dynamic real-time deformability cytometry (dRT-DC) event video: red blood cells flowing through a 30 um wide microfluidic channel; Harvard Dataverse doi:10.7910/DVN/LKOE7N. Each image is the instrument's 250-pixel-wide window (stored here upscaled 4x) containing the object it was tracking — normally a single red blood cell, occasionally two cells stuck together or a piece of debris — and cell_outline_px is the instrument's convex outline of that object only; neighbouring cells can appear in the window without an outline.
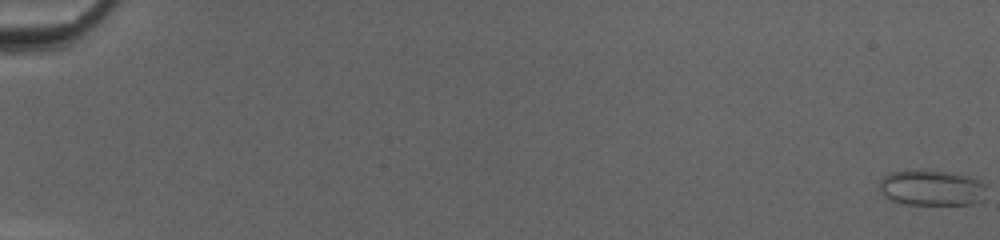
{"species": "common noctule bat (a hibernating species)", "species_latin": "Nyctalus noctula", "temperature_condition": "cold", "stored_images_in_passage": 52, "camera_frame_rate_fps": 3000, "um_per_image_px": 0.085, "animal": {"sex": "female", "body_mass_g": 20.0, "forearm_length_mm": 54.0}, "frame": {"image": 1, "passage_image": 1, "time_ms": 0.0, "image_size_px": [1000, 240], "cell_outline_px": [[984, 200], [976, 204], [900, 204], [884, 196], [880, 192], [880, 180], [888, 172], [924, 168], [948, 172], [968, 176], [984, 184]], "centroid_in_image_um": [79.14, 15.95], "position_along_channel_um": 5.9, "area_um2": 22.6}}
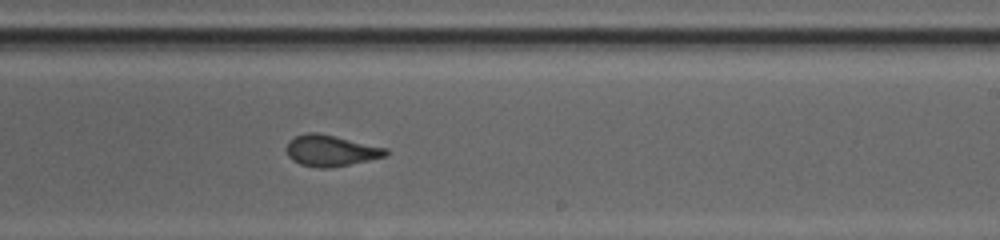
{"frame": {"image": 2, "passage_image": 34, "time_ms": 11.0, "image_size_px": [1000, 240], "cell_outline_px": [[388, 156], [328, 168], [316, 168], [300, 164], [292, 160], [288, 156], [284, 148], [288, 140], [296, 136], [308, 132], [316, 132], [336, 136], [388, 148]], "centroid_in_image_um": [28.08, 12.8], "position_along_channel_um": 260.9, "area_um2": 18.21}}
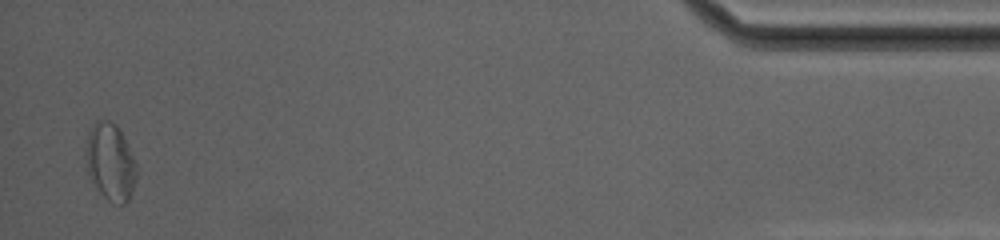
{"frame": {"image": 3, "passage_image": 51, "time_ms": 16.667, "image_size_px": [1000, 240], "cell_outline_px": [[136, 176], [132, 192], [128, 200], [124, 204], [120, 204], [108, 200], [92, 188], [88, 172], [88, 132], [92, 124], [100, 120], [108, 120], [116, 124], [136, 164]], "centroid_in_image_um": [9.38, 13.82], "position_along_channel_um": 425.8, "area_um2": 22.31}, "authors_computed_cell_mechanics": {"area_um2": 19.1318, "velocity_mm_per_s": 4.1958, "shape_relaxation_time_tau1_ms": null, "shape_relaxation_time_tau2_ms": 0.9152, "deformation_change_tau1": null, "deformation_change_tau2": 0.0647}}